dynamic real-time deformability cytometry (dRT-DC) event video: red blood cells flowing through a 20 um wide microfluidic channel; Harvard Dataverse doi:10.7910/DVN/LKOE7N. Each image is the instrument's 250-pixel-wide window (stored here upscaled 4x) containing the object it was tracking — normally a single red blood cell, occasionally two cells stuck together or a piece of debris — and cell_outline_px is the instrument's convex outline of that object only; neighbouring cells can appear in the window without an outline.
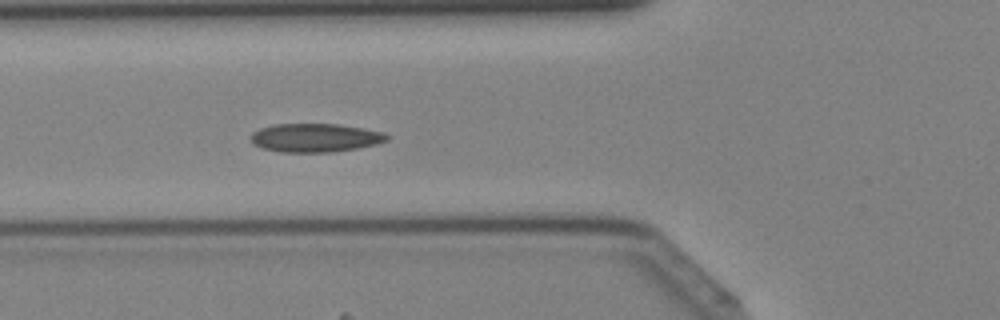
{"species": "Egyptian fruit bat (a non-hibernating species)", "species_latin": "Rousettus aegyptiacus", "temperature_condition": "cold", "stored_images_in_passage": 30, "camera_frame_rate_fps": 3000, "um_per_image_px": 0.085, "animal": {"sex": "female"}, "frame": {"image": 1, "passage_image": 3, "time_ms": 0.667, "image_size_px": [1000, 320], "cell_outline_px": [[392, 136], [388, 140], [376, 144], [356, 148], [332, 152], [280, 152], [264, 148], [252, 144], [252, 132], [260, 128], [276, 124], [340, 124], [364, 128], [384, 132]], "centroid_in_image_um": [26.84, 11.7], "position_along_channel_um": 99.0, "area_um2": 22.72}}
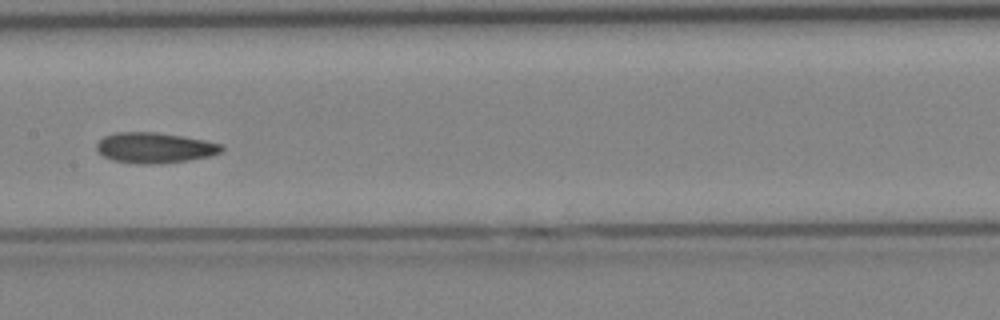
{"frame": {"image": 2, "passage_image": 9, "time_ms": 2.667, "image_size_px": [1000, 320], "cell_outline_px": [[224, 148], [220, 152], [212, 156], [188, 160], [160, 164], [136, 164], [112, 160], [96, 152], [96, 144], [104, 136], [116, 132], [156, 132], [204, 140], [224, 144]], "centroid_in_image_um": [13.14, 12.57], "position_along_channel_um": 194.3, "area_um2": 22.43}}
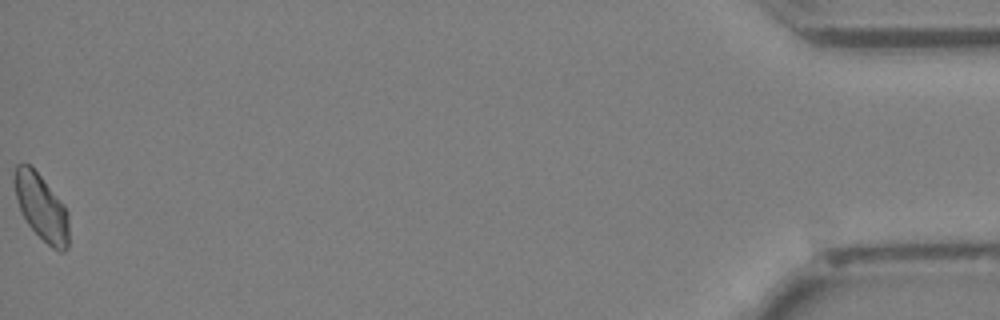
{"frame": {"image": 3, "passage_image": 30, "time_ms": 9.667, "image_size_px": [1000, 320], "cell_outline_px": [[68, 248], [64, 252], [60, 252], [52, 248], [28, 224], [20, 212], [12, 180], [12, 176], [16, 164], [28, 164], [40, 176], [64, 204], [68, 212]], "centroid_in_image_um": [3.5, 17.62], "position_along_channel_um": 431.7, "area_um2": 20.98}}